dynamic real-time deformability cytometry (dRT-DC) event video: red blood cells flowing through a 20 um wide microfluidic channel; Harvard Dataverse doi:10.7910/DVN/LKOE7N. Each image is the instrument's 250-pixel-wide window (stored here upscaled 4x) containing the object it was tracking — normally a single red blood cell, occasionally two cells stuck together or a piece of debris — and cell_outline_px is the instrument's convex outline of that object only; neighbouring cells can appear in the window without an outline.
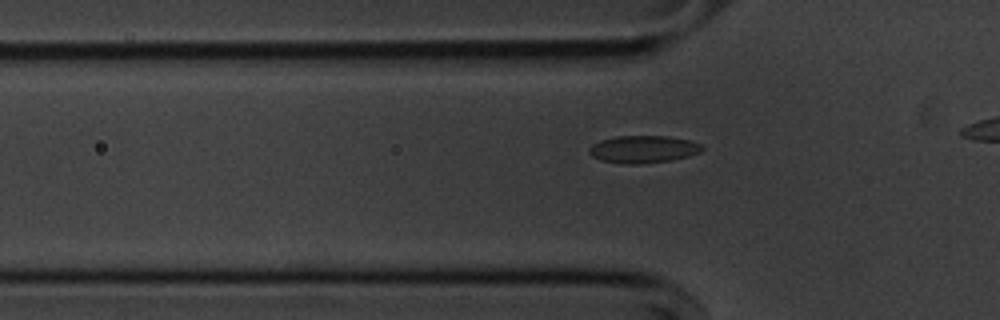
{"species": "common noctule bat (a hibernating species)", "species_latin": "Nyctalus noctula", "temperature_condition": "cold", "stored_images_in_passage": 18, "camera_frame_rate_fps": 3000, "um_per_image_px": 0.085, "animal": {"sex": "male", "body_mass_g": 20.1, "forearm_length_mm": 53.5}, "frame": {"image": 1, "passage_image": 8, "time_ms": 2.333, "image_size_px": [1000, 320], "cell_outline_px": [[704, 148], [700, 152], [688, 156], [672, 160], [640, 164], [620, 164], [600, 160], [592, 156], [588, 152], [588, 148], [592, 144], [600, 140], [616, 136], [668, 136], [688, 140], [700, 144]], "centroid_in_image_um": [54.63, 12.69], "position_along_channel_um": 71.2, "area_um2": 18.15}}
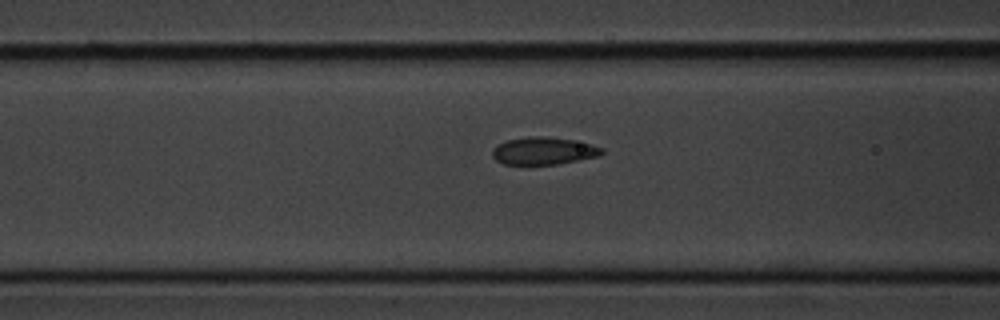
{"frame": {"image": 2, "passage_image": 12, "time_ms": 3.667, "image_size_px": [1000, 320], "cell_outline_px": [[604, 152], [596, 156], [556, 164], [504, 164], [496, 160], [492, 156], [492, 148], [508, 140], [532, 136], [540, 136], [572, 140], [604, 148]], "centroid_in_image_um": [46.16, 12.83], "position_along_channel_um": 120.4, "area_um2": 17.05}}
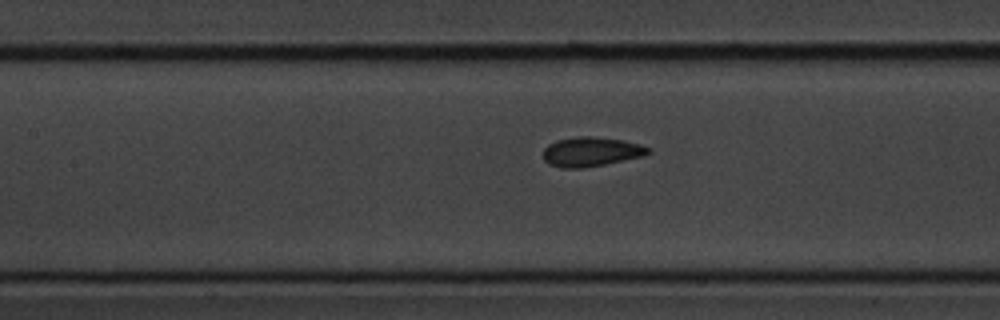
{"frame": {"image": 3, "passage_image": 15, "time_ms": 4.667, "image_size_px": [1000, 320], "cell_outline_px": [[652, 152], [644, 156], [584, 168], [560, 168], [548, 164], [544, 160], [544, 148], [548, 144], [556, 140], [576, 136], [592, 136], [624, 140], [640, 144], [652, 148]], "centroid_in_image_um": [50.26, 12.89], "position_along_channel_um": 157.1, "area_um2": 18.26}}